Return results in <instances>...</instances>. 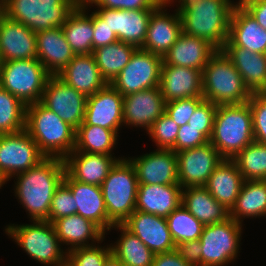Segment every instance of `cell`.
<instances>
[{"instance_id": "cell-10", "label": "cell", "mask_w": 266, "mask_h": 266, "mask_svg": "<svg viewBox=\"0 0 266 266\" xmlns=\"http://www.w3.org/2000/svg\"><path fill=\"white\" fill-rule=\"evenodd\" d=\"M242 224L232 218L225 222L205 225L199 238L201 266H226L238 257Z\"/></svg>"}, {"instance_id": "cell-15", "label": "cell", "mask_w": 266, "mask_h": 266, "mask_svg": "<svg viewBox=\"0 0 266 266\" xmlns=\"http://www.w3.org/2000/svg\"><path fill=\"white\" fill-rule=\"evenodd\" d=\"M81 125L100 126L119 134L118 131L124 125L123 96L111 84L88 96Z\"/></svg>"}, {"instance_id": "cell-18", "label": "cell", "mask_w": 266, "mask_h": 266, "mask_svg": "<svg viewBox=\"0 0 266 266\" xmlns=\"http://www.w3.org/2000/svg\"><path fill=\"white\" fill-rule=\"evenodd\" d=\"M170 4L161 3L152 13L146 38L141 49L162 58L182 34V21L178 9L175 14L167 13Z\"/></svg>"}, {"instance_id": "cell-8", "label": "cell", "mask_w": 266, "mask_h": 266, "mask_svg": "<svg viewBox=\"0 0 266 266\" xmlns=\"http://www.w3.org/2000/svg\"><path fill=\"white\" fill-rule=\"evenodd\" d=\"M78 0H6L5 15L33 32L61 27Z\"/></svg>"}, {"instance_id": "cell-35", "label": "cell", "mask_w": 266, "mask_h": 266, "mask_svg": "<svg viewBox=\"0 0 266 266\" xmlns=\"http://www.w3.org/2000/svg\"><path fill=\"white\" fill-rule=\"evenodd\" d=\"M230 218L242 224L243 218L266 216V180L244 181L232 209Z\"/></svg>"}, {"instance_id": "cell-32", "label": "cell", "mask_w": 266, "mask_h": 266, "mask_svg": "<svg viewBox=\"0 0 266 266\" xmlns=\"http://www.w3.org/2000/svg\"><path fill=\"white\" fill-rule=\"evenodd\" d=\"M244 178L232 159H223L204 187L227 210H231L241 191Z\"/></svg>"}, {"instance_id": "cell-14", "label": "cell", "mask_w": 266, "mask_h": 266, "mask_svg": "<svg viewBox=\"0 0 266 266\" xmlns=\"http://www.w3.org/2000/svg\"><path fill=\"white\" fill-rule=\"evenodd\" d=\"M176 156L178 182L182 188L204 186L214 169L224 159L210 142L177 152Z\"/></svg>"}, {"instance_id": "cell-45", "label": "cell", "mask_w": 266, "mask_h": 266, "mask_svg": "<svg viewBox=\"0 0 266 266\" xmlns=\"http://www.w3.org/2000/svg\"><path fill=\"white\" fill-rule=\"evenodd\" d=\"M248 103L252 113L254 141L266 144V92L252 93Z\"/></svg>"}, {"instance_id": "cell-47", "label": "cell", "mask_w": 266, "mask_h": 266, "mask_svg": "<svg viewBox=\"0 0 266 266\" xmlns=\"http://www.w3.org/2000/svg\"><path fill=\"white\" fill-rule=\"evenodd\" d=\"M217 105L208 100H203L187 122L189 126L199 129L209 140L211 139L214 125V117Z\"/></svg>"}, {"instance_id": "cell-46", "label": "cell", "mask_w": 266, "mask_h": 266, "mask_svg": "<svg viewBox=\"0 0 266 266\" xmlns=\"http://www.w3.org/2000/svg\"><path fill=\"white\" fill-rule=\"evenodd\" d=\"M203 97H190L165 103V113L178 125H185Z\"/></svg>"}, {"instance_id": "cell-44", "label": "cell", "mask_w": 266, "mask_h": 266, "mask_svg": "<svg viewBox=\"0 0 266 266\" xmlns=\"http://www.w3.org/2000/svg\"><path fill=\"white\" fill-rule=\"evenodd\" d=\"M74 200L70 188L62 182L53 195L46 221L53 223L59 218L77 214V207H75Z\"/></svg>"}, {"instance_id": "cell-21", "label": "cell", "mask_w": 266, "mask_h": 266, "mask_svg": "<svg viewBox=\"0 0 266 266\" xmlns=\"http://www.w3.org/2000/svg\"><path fill=\"white\" fill-rule=\"evenodd\" d=\"M0 54L4 62L37 59L36 32L5 15L0 22Z\"/></svg>"}, {"instance_id": "cell-25", "label": "cell", "mask_w": 266, "mask_h": 266, "mask_svg": "<svg viewBox=\"0 0 266 266\" xmlns=\"http://www.w3.org/2000/svg\"><path fill=\"white\" fill-rule=\"evenodd\" d=\"M251 93L266 92V54L235 46L229 39L222 49Z\"/></svg>"}, {"instance_id": "cell-29", "label": "cell", "mask_w": 266, "mask_h": 266, "mask_svg": "<svg viewBox=\"0 0 266 266\" xmlns=\"http://www.w3.org/2000/svg\"><path fill=\"white\" fill-rule=\"evenodd\" d=\"M52 224L61 244L69 246L67 252L102 243L107 234L94 222L78 214L59 218ZM89 240L92 242L89 243Z\"/></svg>"}, {"instance_id": "cell-1", "label": "cell", "mask_w": 266, "mask_h": 266, "mask_svg": "<svg viewBox=\"0 0 266 266\" xmlns=\"http://www.w3.org/2000/svg\"><path fill=\"white\" fill-rule=\"evenodd\" d=\"M65 173L64 159L45 158L37 166L13 176L15 197L32 221L47 220L53 195Z\"/></svg>"}, {"instance_id": "cell-30", "label": "cell", "mask_w": 266, "mask_h": 266, "mask_svg": "<svg viewBox=\"0 0 266 266\" xmlns=\"http://www.w3.org/2000/svg\"><path fill=\"white\" fill-rule=\"evenodd\" d=\"M218 51L208 41L184 32L163 57V63L172 66L203 70L207 61Z\"/></svg>"}, {"instance_id": "cell-38", "label": "cell", "mask_w": 266, "mask_h": 266, "mask_svg": "<svg viewBox=\"0 0 266 266\" xmlns=\"http://www.w3.org/2000/svg\"><path fill=\"white\" fill-rule=\"evenodd\" d=\"M118 134L110 129L95 125H80L76 129L73 151L112 155L118 143Z\"/></svg>"}, {"instance_id": "cell-19", "label": "cell", "mask_w": 266, "mask_h": 266, "mask_svg": "<svg viewBox=\"0 0 266 266\" xmlns=\"http://www.w3.org/2000/svg\"><path fill=\"white\" fill-rule=\"evenodd\" d=\"M165 100L159 86L123 96L124 126L146 130L165 112Z\"/></svg>"}, {"instance_id": "cell-2", "label": "cell", "mask_w": 266, "mask_h": 266, "mask_svg": "<svg viewBox=\"0 0 266 266\" xmlns=\"http://www.w3.org/2000/svg\"><path fill=\"white\" fill-rule=\"evenodd\" d=\"M178 3L183 32L204 39L217 50H222L229 38L231 16L238 2L181 0Z\"/></svg>"}, {"instance_id": "cell-24", "label": "cell", "mask_w": 266, "mask_h": 266, "mask_svg": "<svg viewBox=\"0 0 266 266\" xmlns=\"http://www.w3.org/2000/svg\"><path fill=\"white\" fill-rule=\"evenodd\" d=\"M120 159L122 157L115 158L113 155L72 151L64 159V164L66 173L72 179L101 186L112 167Z\"/></svg>"}, {"instance_id": "cell-49", "label": "cell", "mask_w": 266, "mask_h": 266, "mask_svg": "<svg viewBox=\"0 0 266 266\" xmlns=\"http://www.w3.org/2000/svg\"><path fill=\"white\" fill-rule=\"evenodd\" d=\"M210 140L199 129L189 126L188 123L179 126V132L176 137V143L172 150L177 153L186 149H192L205 145Z\"/></svg>"}, {"instance_id": "cell-5", "label": "cell", "mask_w": 266, "mask_h": 266, "mask_svg": "<svg viewBox=\"0 0 266 266\" xmlns=\"http://www.w3.org/2000/svg\"><path fill=\"white\" fill-rule=\"evenodd\" d=\"M202 87L203 98L215 105L246 103L252 95L222 50L216 51L202 70Z\"/></svg>"}, {"instance_id": "cell-31", "label": "cell", "mask_w": 266, "mask_h": 266, "mask_svg": "<svg viewBox=\"0 0 266 266\" xmlns=\"http://www.w3.org/2000/svg\"><path fill=\"white\" fill-rule=\"evenodd\" d=\"M228 39L235 46L266 54V30L239 2L231 16Z\"/></svg>"}, {"instance_id": "cell-17", "label": "cell", "mask_w": 266, "mask_h": 266, "mask_svg": "<svg viewBox=\"0 0 266 266\" xmlns=\"http://www.w3.org/2000/svg\"><path fill=\"white\" fill-rule=\"evenodd\" d=\"M138 184L179 185L177 156L172 149H156L139 157H128Z\"/></svg>"}, {"instance_id": "cell-40", "label": "cell", "mask_w": 266, "mask_h": 266, "mask_svg": "<svg viewBox=\"0 0 266 266\" xmlns=\"http://www.w3.org/2000/svg\"><path fill=\"white\" fill-rule=\"evenodd\" d=\"M166 221L175 245L198 240L205 226L182 205L169 214Z\"/></svg>"}, {"instance_id": "cell-34", "label": "cell", "mask_w": 266, "mask_h": 266, "mask_svg": "<svg viewBox=\"0 0 266 266\" xmlns=\"http://www.w3.org/2000/svg\"><path fill=\"white\" fill-rule=\"evenodd\" d=\"M86 10L88 4L80 2L61 26L75 55L93 53V12L89 15Z\"/></svg>"}, {"instance_id": "cell-50", "label": "cell", "mask_w": 266, "mask_h": 266, "mask_svg": "<svg viewBox=\"0 0 266 266\" xmlns=\"http://www.w3.org/2000/svg\"><path fill=\"white\" fill-rule=\"evenodd\" d=\"M93 29V50L118 41L116 34L95 11H93Z\"/></svg>"}, {"instance_id": "cell-4", "label": "cell", "mask_w": 266, "mask_h": 266, "mask_svg": "<svg viewBox=\"0 0 266 266\" xmlns=\"http://www.w3.org/2000/svg\"><path fill=\"white\" fill-rule=\"evenodd\" d=\"M209 142L224 159H233L247 145L254 142L249 103L217 105Z\"/></svg>"}, {"instance_id": "cell-13", "label": "cell", "mask_w": 266, "mask_h": 266, "mask_svg": "<svg viewBox=\"0 0 266 266\" xmlns=\"http://www.w3.org/2000/svg\"><path fill=\"white\" fill-rule=\"evenodd\" d=\"M87 97L57 76L46 82L40 103L75 130L83 123Z\"/></svg>"}, {"instance_id": "cell-6", "label": "cell", "mask_w": 266, "mask_h": 266, "mask_svg": "<svg viewBox=\"0 0 266 266\" xmlns=\"http://www.w3.org/2000/svg\"><path fill=\"white\" fill-rule=\"evenodd\" d=\"M30 222L33 224L7 225L5 232L35 261L65 266L67 251L62 249L53 224L46 220Z\"/></svg>"}, {"instance_id": "cell-58", "label": "cell", "mask_w": 266, "mask_h": 266, "mask_svg": "<svg viewBox=\"0 0 266 266\" xmlns=\"http://www.w3.org/2000/svg\"><path fill=\"white\" fill-rule=\"evenodd\" d=\"M3 59L1 58V54H0V76H1V72H2V67H3Z\"/></svg>"}, {"instance_id": "cell-23", "label": "cell", "mask_w": 266, "mask_h": 266, "mask_svg": "<svg viewBox=\"0 0 266 266\" xmlns=\"http://www.w3.org/2000/svg\"><path fill=\"white\" fill-rule=\"evenodd\" d=\"M63 182L72 192L77 214L94 222L105 233L110 231L114 223L107 216L101 186L77 181L67 173H65Z\"/></svg>"}, {"instance_id": "cell-53", "label": "cell", "mask_w": 266, "mask_h": 266, "mask_svg": "<svg viewBox=\"0 0 266 266\" xmlns=\"http://www.w3.org/2000/svg\"><path fill=\"white\" fill-rule=\"evenodd\" d=\"M152 266H192L184 261L176 250L154 255Z\"/></svg>"}, {"instance_id": "cell-33", "label": "cell", "mask_w": 266, "mask_h": 266, "mask_svg": "<svg viewBox=\"0 0 266 266\" xmlns=\"http://www.w3.org/2000/svg\"><path fill=\"white\" fill-rule=\"evenodd\" d=\"M182 206L204 225L225 222L229 216L222 204L204 186L182 188Z\"/></svg>"}, {"instance_id": "cell-54", "label": "cell", "mask_w": 266, "mask_h": 266, "mask_svg": "<svg viewBox=\"0 0 266 266\" xmlns=\"http://www.w3.org/2000/svg\"><path fill=\"white\" fill-rule=\"evenodd\" d=\"M104 266H126L123 264L113 253H111L105 263Z\"/></svg>"}, {"instance_id": "cell-51", "label": "cell", "mask_w": 266, "mask_h": 266, "mask_svg": "<svg viewBox=\"0 0 266 266\" xmlns=\"http://www.w3.org/2000/svg\"><path fill=\"white\" fill-rule=\"evenodd\" d=\"M201 242L200 240H192L177 244L175 250L179 256L192 266H201Z\"/></svg>"}, {"instance_id": "cell-43", "label": "cell", "mask_w": 266, "mask_h": 266, "mask_svg": "<svg viewBox=\"0 0 266 266\" xmlns=\"http://www.w3.org/2000/svg\"><path fill=\"white\" fill-rule=\"evenodd\" d=\"M179 126L164 112L147 131L157 149H172L176 143Z\"/></svg>"}, {"instance_id": "cell-37", "label": "cell", "mask_w": 266, "mask_h": 266, "mask_svg": "<svg viewBox=\"0 0 266 266\" xmlns=\"http://www.w3.org/2000/svg\"><path fill=\"white\" fill-rule=\"evenodd\" d=\"M136 49L135 46L118 40L93 50L100 74L107 84H111L119 75Z\"/></svg>"}, {"instance_id": "cell-3", "label": "cell", "mask_w": 266, "mask_h": 266, "mask_svg": "<svg viewBox=\"0 0 266 266\" xmlns=\"http://www.w3.org/2000/svg\"><path fill=\"white\" fill-rule=\"evenodd\" d=\"M25 130L46 158L65 159L75 148L76 130L40 102L26 106Z\"/></svg>"}, {"instance_id": "cell-20", "label": "cell", "mask_w": 266, "mask_h": 266, "mask_svg": "<svg viewBox=\"0 0 266 266\" xmlns=\"http://www.w3.org/2000/svg\"><path fill=\"white\" fill-rule=\"evenodd\" d=\"M122 225L137 236L154 254L175 250L166 218L135 210Z\"/></svg>"}, {"instance_id": "cell-52", "label": "cell", "mask_w": 266, "mask_h": 266, "mask_svg": "<svg viewBox=\"0 0 266 266\" xmlns=\"http://www.w3.org/2000/svg\"><path fill=\"white\" fill-rule=\"evenodd\" d=\"M238 2L266 30V0H238Z\"/></svg>"}, {"instance_id": "cell-12", "label": "cell", "mask_w": 266, "mask_h": 266, "mask_svg": "<svg viewBox=\"0 0 266 266\" xmlns=\"http://www.w3.org/2000/svg\"><path fill=\"white\" fill-rule=\"evenodd\" d=\"M45 158L25 129L0 135V174L6 181L37 166Z\"/></svg>"}, {"instance_id": "cell-56", "label": "cell", "mask_w": 266, "mask_h": 266, "mask_svg": "<svg viewBox=\"0 0 266 266\" xmlns=\"http://www.w3.org/2000/svg\"><path fill=\"white\" fill-rule=\"evenodd\" d=\"M7 183V181L4 179V177L0 174V189Z\"/></svg>"}, {"instance_id": "cell-41", "label": "cell", "mask_w": 266, "mask_h": 266, "mask_svg": "<svg viewBox=\"0 0 266 266\" xmlns=\"http://www.w3.org/2000/svg\"><path fill=\"white\" fill-rule=\"evenodd\" d=\"M26 106L0 86V135L25 129Z\"/></svg>"}, {"instance_id": "cell-16", "label": "cell", "mask_w": 266, "mask_h": 266, "mask_svg": "<svg viewBox=\"0 0 266 266\" xmlns=\"http://www.w3.org/2000/svg\"><path fill=\"white\" fill-rule=\"evenodd\" d=\"M155 9L115 10L97 8L94 10L108 24L119 41L142 48L151 13Z\"/></svg>"}, {"instance_id": "cell-7", "label": "cell", "mask_w": 266, "mask_h": 266, "mask_svg": "<svg viewBox=\"0 0 266 266\" xmlns=\"http://www.w3.org/2000/svg\"><path fill=\"white\" fill-rule=\"evenodd\" d=\"M101 189L108 218L122 224L136 210L138 190L136 170L127 157L116 162Z\"/></svg>"}, {"instance_id": "cell-39", "label": "cell", "mask_w": 266, "mask_h": 266, "mask_svg": "<svg viewBox=\"0 0 266 266\" xmlns=\"http://www.w3.org/2000/svg\"><path fill=\"white\" fill-rule=\"evenodd\" d=\"M247 180H266V144L252 142L232 159Z\"/></svg>"}, {"instance_id": "cell-57", "label": "cell", "mask_w": 266, "mask_h": 266, "mask_svg": "<svg viewBox=\"0 0 266 266\" xmlns=\"http://www.w3.org/2000/svg\"><path fill=\"white\" fill-rule=\"evenodd\" d=\"M160 3H165V4H173L174 3V0H158Z\"/></svg>"}, {"instance_id": "cell-22", "label": "cell", "mask_w": 266, "mask_h": 266, "mask_svg": "<svg viewBox=\"0 0 266 266\" xmlns=\"http://www.w3.org/2000/svg\"><path fill=\"white\" fill-rule=\"evenodd\" d=\"M159 87L166 103L203 97L202 70L162 63Z\"/></svg>"}, {"instance_id": "cell-11", "label": "cell", "mask_w": 266, "mask_h": 266, "mask_svg": "<svg viewBox=\"0 0 266 266\" xmlns=\"http://www.w3.org/2000/svg\"><path fill=\"white\" fill-rule=\"evenodd\" d=\"M163 58L137 48L111 85L122 95L159 86Z\"/></svg>"}, {"instance_id": "cell-55", "label": "cell", "mask_w": 266, "mask_h": 266, "mask_svg": "<svg viewBox=\"0 0 266 266\" xmlns=\"http://www.w3.org/2000/svg\"><path fill=\"white\" fill-rule=\"evenodd\" d=\"M4 16H5V2L0 0V22Z\"/></svg>"}, {"instance_id": "cell-28", "label": "cell", "mask_w": 266, "mask_h": 266, "mask_svg": "<svg viewBox=\"0 0 266 266\" xmlns=\"http://www.w3.org/2000/svg\"><path fill=\"white\" fill-rule=\"evenodd\" d=\"M182 205L180 185L138 184L136 210L167 218Z\"/></svg>"}, {"instance_id": "cell-27", "label": "cell", "mask_w": 266, "mask_h": 266, "mask_svg": "<svg viewBox=\"0 0 266 266\" xmlns=\"http://www.w3.org/2000/svg\"><path fill=\"white\" fill-rule=\"evenodd\" d=\"M56 76L86 97L95 94L107 85L100 74L93 54L75 55Z\"/></svg>"}, {"instance_id": "cell-36", "label": "cell", "mask_w": 266, "mask_h": 266, "mask_svg": "<svg viewBox=\"0 0 266 266\" xmlns=\"http://www.w3.org/2000/svg\"><path fill=\"white\" fill-rule=\"evenodd\" d=\"M121 231L120 238L111 243L112 253L126 266H152L154 253L122 224H114L110 230Z\"/></svg>"}, {"instance_id": "cell-42", "label": "cell", "mask_w": 266, "mask_h": 266, "mask_svg": "<svg viewBox=\"0 0 266 266\" xmlns=\"http://www.w3.org/2000/svg\"><path fill=\"white\" fill-rule=\"evenodd\" d=\"M112 253L111 246L97 244L75 248L67 252L65 266H104L107 257Z\"/></svg>"}, {"instance_id": "cell-26", "label": "cell", "mask_w": 266, "mask_h": 266, "mask_svg": "<svg viewBox=\"0 0 266 266\" xmlns=\"http://www.w3.org/2000/svg\"><path fill=\"white\" fill-rule=\"evenodd\" d=\"M37 59L51 75L56 76L74 58L62 27L36 32Z\"/></svg>"}, {"instance_id": "cell-48", "label": "cell", "mask_w": 266, "mask_h": 266, "mask_svg": "<svg viewBox=\"0 0 266 266\" xmlns=\"http://www.w3.org/2000/svg\"><path fill=\"white\" fill-rule=\"evenodd\" d=\"M89 8H108L115 10L156 9L161 3L158 0H85ZM95 4V5H93Z\"/></svg>"}, {"instance_id": "cell-9", "label": "cell", "mask_w": 266, "mask_h": 266, "mask_svg": "<svg viewBox=\"0 0 266 266\" xmlns=\"http://www.w3.org/2000/svg\"><path fill=\"white\" fill-rule=\"evenodd\" d=\"M50 76L38 59L9 60L3 62L0 86L28 106L40 102Z\"/></svg>"}]
</instances>
